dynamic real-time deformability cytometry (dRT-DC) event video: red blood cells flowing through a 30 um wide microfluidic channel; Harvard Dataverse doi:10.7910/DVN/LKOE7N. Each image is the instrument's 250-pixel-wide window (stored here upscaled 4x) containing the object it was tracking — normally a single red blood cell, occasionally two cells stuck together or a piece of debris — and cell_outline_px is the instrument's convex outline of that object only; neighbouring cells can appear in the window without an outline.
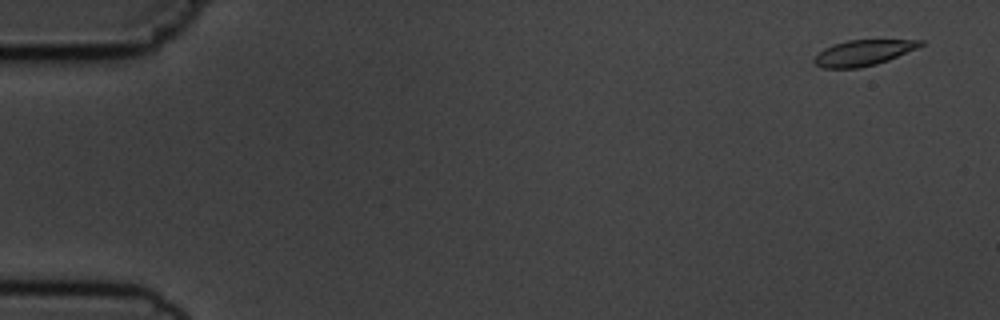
{"species": "common noctule bat (a hibernating species)", "species_latin": "Nyctalus noctula", "temperature_condition": "cold", "stored_images_in_passage": 3, "camera_frame_rate_fps": 3000, "um_per_image_px": 0.085, "animal": {"sex": "male", "body_mass_g": 19.5, "forearm_length_mm": 54.6}, "frame": {"image": 1, "passage_image": 1, "time_ms": 0.0, "image_size_px": [1000, 320], "cell_outline_px": [[924, 44], [916, 48], [888, 60], [876, 64], [860, 68], [820, 68], [812, 60], [824, 48], [832, 44], [848, 40], [924, 40]], "centroid_in_image_um": [73.34, 4.49], "position_along_channel_um": 11.7, "area_um2": 15.78}}